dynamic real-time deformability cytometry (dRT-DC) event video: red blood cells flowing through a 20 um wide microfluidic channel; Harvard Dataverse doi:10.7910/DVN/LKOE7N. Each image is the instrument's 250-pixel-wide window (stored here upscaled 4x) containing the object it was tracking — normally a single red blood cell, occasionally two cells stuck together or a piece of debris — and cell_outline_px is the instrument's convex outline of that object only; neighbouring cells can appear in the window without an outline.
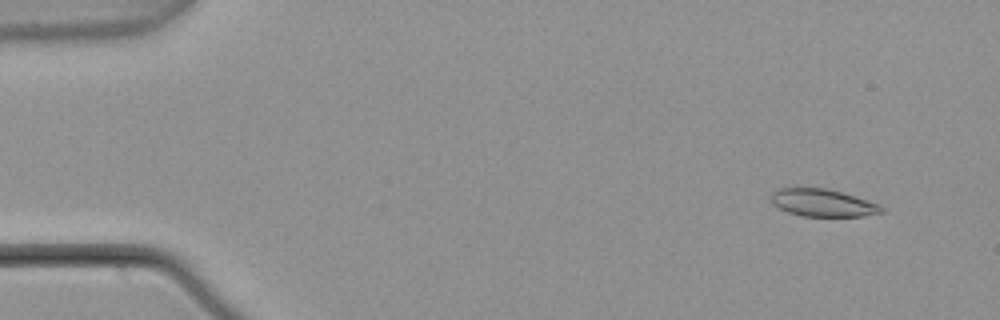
{"species": "common noctule bat (a hibernating species)", "species_latin": "Nyctalus noctula", "temperature_condition": "warm", "stored_images_in_passage": 5, "camera_frame_rate_fps": 3000, "um_per_image_px": 0.085, "animal": {"sex": "male", "body_mass_g": 21.5, "forearm_length_mm": 52.0}, "frame": {"image": 1, "passage_image": 2, "time_ms": 0.333, "image_size_px": [1000, 320], "cell_outline_px": [[884, 212], [864, 216], [804, 216], [788, 212], [772, 204], [772, 192], [776, 188], [824, 188], [840, 192], [868, 200], [880, 204], [884, 208]], "centroid_in_image_um": [69.95, 17.24], "position_along_channel_um": 15.1, "area_um2": 17.57}}
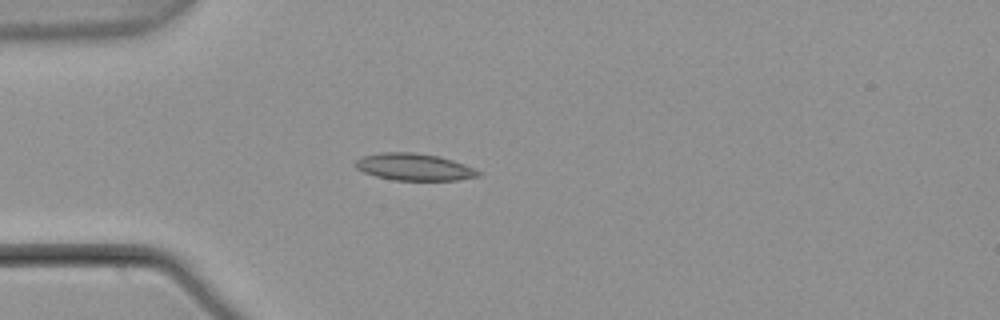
{"frame": {"image": 2, "passage_image": 5, "time_ms": 1.333, "image_size_px": [1000, 320], "cell_outline_px": [[484, 172], [480, 176], [456, 180], [392, 180], [376, 176], [364, 172], [356, 168], [352, 164], [356, 160], [364, 156], [380, 152], [412, 152], [440, 156], [464, 164]], "centroid_in_image_um": [35.21, 14.19], "position_along_channel_um": 49.8, "area_um2": 19.48}}